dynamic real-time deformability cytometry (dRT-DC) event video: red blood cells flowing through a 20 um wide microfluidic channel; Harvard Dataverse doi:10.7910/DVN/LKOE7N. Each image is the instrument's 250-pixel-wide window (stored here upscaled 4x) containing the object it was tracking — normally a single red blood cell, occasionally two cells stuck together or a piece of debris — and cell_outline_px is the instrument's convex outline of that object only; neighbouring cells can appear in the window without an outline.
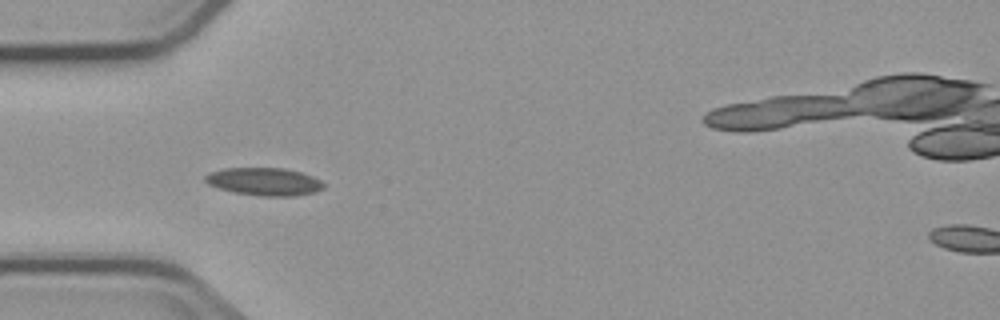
{"species": "common noctule bat (a hibernating species)", "species_latin": "Nyctalus noctula", "temperature_condition": "cold", "stored_images_in_passage": 5, "camera_frame_rate_fps": 3000, "um_per_image_px": 0.085, "animal": {"sex": "male", "body_mass_g": 23.1, "forearm_length_mm": 52.7}, "frame": {"image": 1, "passage_image": 4, "time_ms": 4.667, "image_size_px": [1000, 320], "cell_outline_px": [[324, 188], [312, 192], [292, 196], [260, 196], [236, 192], [220, 188], [208, 184], [204, 180], [204, 176], [208, 172], [224, 168], [284, 168], [300, 172], [312, 176], [320, 180], [324, 184]], "centroid_in_image_um": [22.43, 15.42], "position_along_channel_um": 62.6, "area_um2": 19.02}}
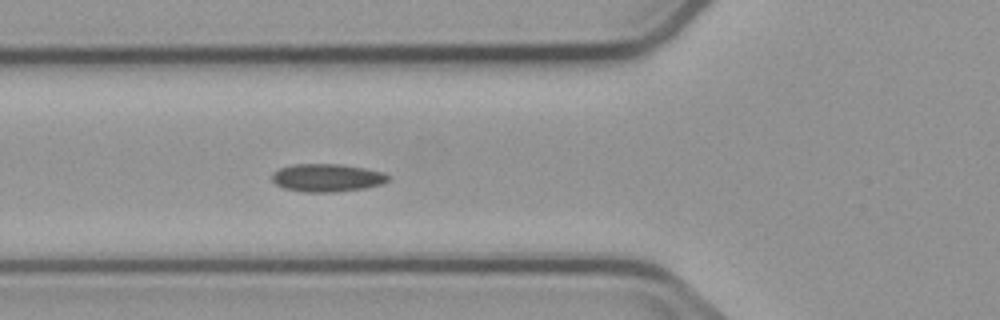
{"frame": {"image": 2, "passage_image": 5, "time_ms": 5.667, "image_size_px": [1000, 320], "cell_outline_px": [[388, 180], [380, 184], [364, 188], [332, 192], [300, 192], [284, 188], [276, 184], [272, 180], [272, 172], [280, 168], [292, 164], [340, 164], [364, 168], [384, 172], [388, 176]], "centroid_in_image_um": [27.75, 15.11], "position_along_channel_um": 98.0, "area_um2": 18.84}}